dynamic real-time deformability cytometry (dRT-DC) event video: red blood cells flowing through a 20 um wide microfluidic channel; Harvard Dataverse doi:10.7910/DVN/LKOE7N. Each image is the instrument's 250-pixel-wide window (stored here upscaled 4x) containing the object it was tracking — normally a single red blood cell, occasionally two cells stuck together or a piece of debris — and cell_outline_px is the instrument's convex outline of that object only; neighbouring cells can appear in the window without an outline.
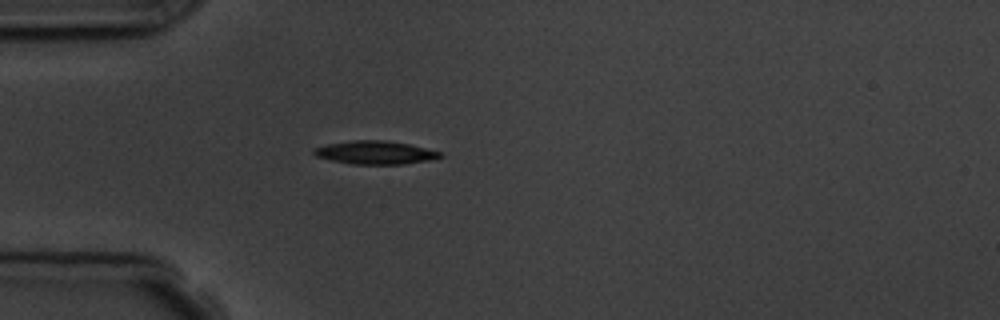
{"species": "common noctule bat (a hibernating species)", "species_latin": "Nyctalus noctula", "temperature_condition": "room temperature", "stored_images_in_passage": 1, "camera_frame_rate_fps": 3000, "um_per_image_px": 0.085, "animal": {"sex": "male", "body_mass_g": 19.5, "forearm_length_mm": 54.6}, "frame": {"image": 1, "passage_image": 1, "time_ms": 0.0, "image_size_px": [1000, 320], "cell_outline_px": [[444, 156], [428, 160], [404, 164], [352, 164], [332, 160], [316, 156], [312, 152], [312, 148], [328, 144], [352, 140], [384, 140], [408, 144], [440, 152]], "centroid_in_image_um": [31.85, 12.96], "position_along_channel_um": 53.1, "area_um2": 16.94}}